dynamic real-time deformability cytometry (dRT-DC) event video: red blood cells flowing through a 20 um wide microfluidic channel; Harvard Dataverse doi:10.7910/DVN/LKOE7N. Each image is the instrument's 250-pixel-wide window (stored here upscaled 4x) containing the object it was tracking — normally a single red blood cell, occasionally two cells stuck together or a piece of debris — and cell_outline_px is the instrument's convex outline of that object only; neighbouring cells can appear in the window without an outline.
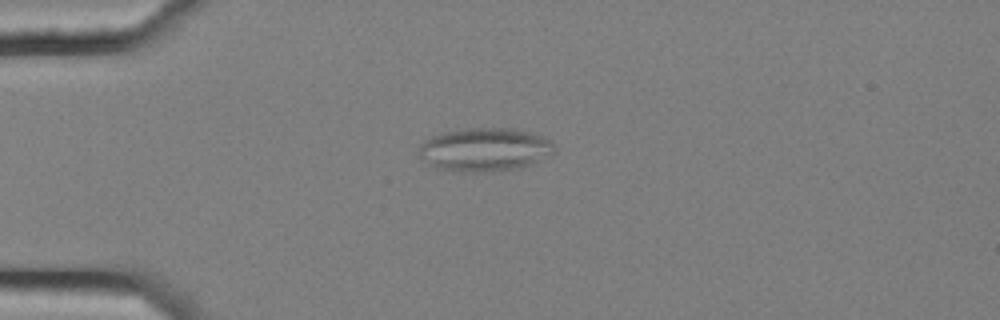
{"species": "common noctule bat (a hibernating species)", "species_latin": "Nyctalus noctula", "temperature_condition": "cold", "stored_images_in_passage": 6, "camera_frame_rate_fps": 3000, "um_per_image_px": 0.085, "animal": {"sex": "female", "body_mass_g": 25.1}, "frame": {"image": 1, "passage_image": 5, "time_ms": 1.333, "image_size_px": [1000, 320], "cell_outline_px": [[556, 152], [552, 156], [516, 168], [484, 172], [472, 172], [436, 168], [428, 164], [420, 156], [420, 144], [424, 140], [432, 136], [444, 132], [460, 128], [512, 128], [532, 132], [548, 136], [552, 140], [556, 148]], "centroid_in_image_um": [41.27, 12.69], "position_along_channel_um": 43.7, "area_um2": 34.62}}